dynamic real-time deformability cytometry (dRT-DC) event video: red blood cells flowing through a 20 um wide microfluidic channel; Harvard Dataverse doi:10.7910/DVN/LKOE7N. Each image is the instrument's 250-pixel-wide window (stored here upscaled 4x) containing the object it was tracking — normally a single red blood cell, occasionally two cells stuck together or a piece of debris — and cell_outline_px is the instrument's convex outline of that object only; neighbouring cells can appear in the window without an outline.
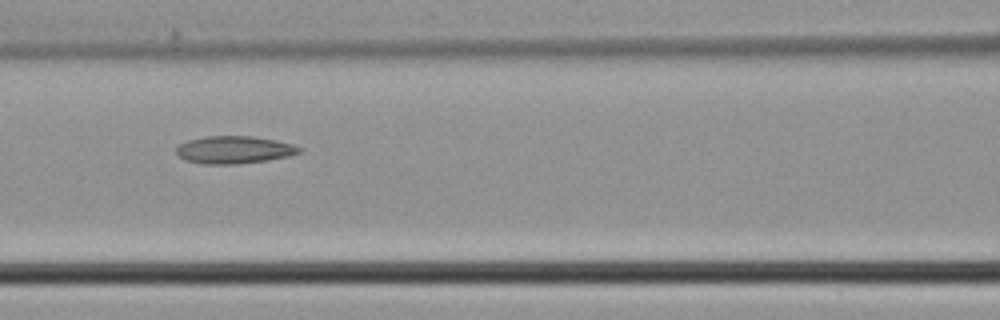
{"species": "common noctule bat (a hibernating species)", "species_latin": "Nyctalus noctula", "temperature_condition": "cold", "stored_images_in_passage": 3, "camera_frame_rate_fps": 3000, "um_per_image_px": 0.085, "animal": {"sex": "male", "body_mass_g": 21.5, "forearm_length_mm": 52.0}, "frame": {"image": 1, "passage_image": 3, "time_ms": 0.667, "image_size_px": [1000, 320], "cell_outline_px": [[300, 152], [288, 156], [268, 160], [236, 164], [204, 164], [184, 160], [176, 152], [176, 148], [180, 144], [188, 140], [208, 136], [252, 136], [276, 140], [292, 144], [300, 148]], "centroid_in_image_um": [19.88, 12.73], "position_along_channel_um": 146.7, "area_um2": 19.59}}